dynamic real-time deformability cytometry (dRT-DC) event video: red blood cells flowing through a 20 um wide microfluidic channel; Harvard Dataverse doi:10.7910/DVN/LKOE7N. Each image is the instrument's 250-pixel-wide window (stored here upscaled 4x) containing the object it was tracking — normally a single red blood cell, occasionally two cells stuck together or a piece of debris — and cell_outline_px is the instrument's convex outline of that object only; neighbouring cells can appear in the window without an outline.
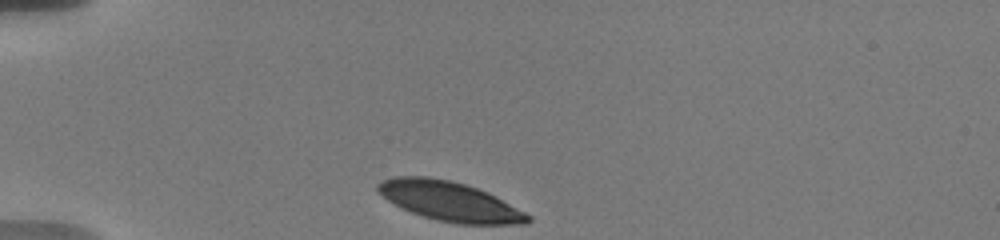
{"species": "human", "species_latin": "Homo sapiens", "temperature_condition": "warm", "stored_images_in_passage": 35, "camera_frame_rate_fps": 3000, "um_per_image_px": 0.085, "donor": {"sex": "male"}, "frame": {"image": 1, "passage_image": 1, "time_ms": 0.0, "image_size_px": [1000, 240], "cell_outline_px": [[532, 220], [524, 224], [460, 224], [436, 220], [412, 212], [388, 200], [376, 192], [376, 184], [380, 180], [396, 176], [428, 176], [448, 180], [464, 184], [488, 192], [532, 216]], "centroid_in_image_um": [38.2, 17.1], "position_along_channel_um": 46.8, "area_um2": 34.33}}
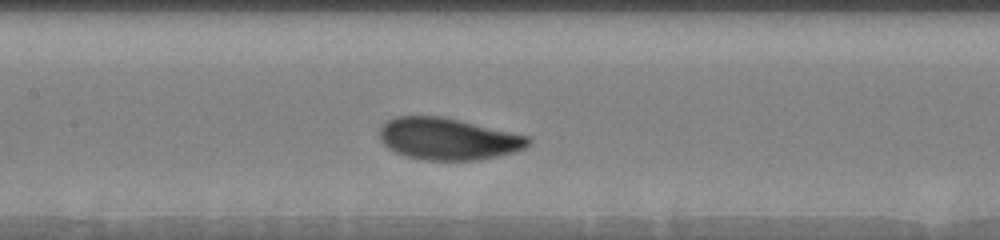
{"frame": {"image": 2, "passage_image": 14, "time_ms": 4.333, "image_size_px": [1000, 240], "cell_outline_px": [[532, 140], [524, 148], [512, 152], [480, 160], [424, 160], [408, 156], [396, 152], [388, 148], [380, 140], [380, 128], [388, 120], [396, 116], [444, 116], [528, 136]], "centroid_in_image_um": [38.07, 11.8], "position_along_channel_um": 169.3, "area_um2": 36.07}}
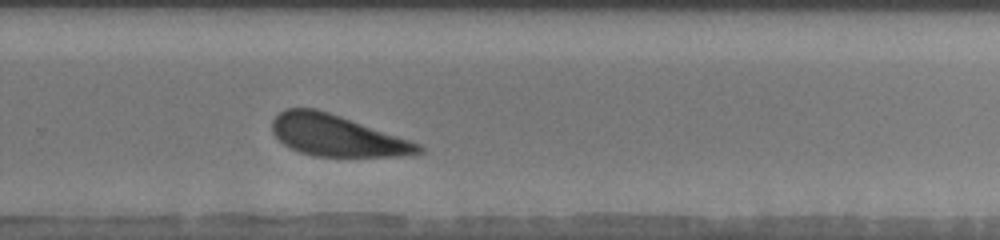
{"frame": {"image": 3, "passage_image": 25, "time_ms": 8.0, "image_size_px": [1000, 240], "cell_outline_px": [[424, 152], [404, 156], [312, 156], [300, 152], [284, 144], [272, 132], [272, 120], [284, 108], [316, 108], [340, 116], [420, 144], [424, 148]], "centroid_in_image_um": [28.61, 11.53], "position_along_channel_um": 301.2, "area_um2": 34.74}, "authors_computed_cell_mechanics": {"area_um2": 36.414, "velocity_mm_per_s": 3.6076, "shape_relaxation_time_tau1_ms": 2.0534, "shape_relaxation_time_tau2_ms": null, "deformation_change_tau1": 0.1291, "deformation_change_tau2": null}}